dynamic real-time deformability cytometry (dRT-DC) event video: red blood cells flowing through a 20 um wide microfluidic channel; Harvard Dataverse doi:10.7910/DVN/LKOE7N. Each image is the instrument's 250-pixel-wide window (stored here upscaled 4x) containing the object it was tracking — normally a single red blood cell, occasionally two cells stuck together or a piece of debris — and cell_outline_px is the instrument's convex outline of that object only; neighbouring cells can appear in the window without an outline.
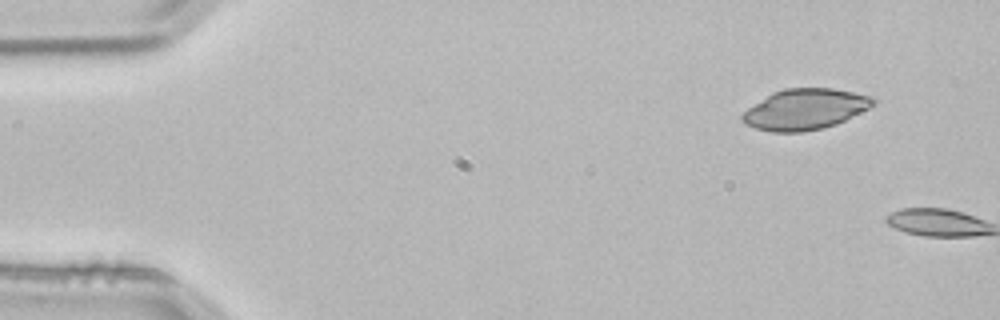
{"species": "common noctule bat (a hibernating species)", "species_latin": "Nyctalus noctula", "temperature_condition": "room temperature", "stored_images_in_passage": 4, "segment_of_instrument_passage": [2, 2], "camera_frame_rate_fps": 3000, "um_per_image_px": 0.085, "animal": {"sex": "male", "body_mass_g": 21.5, "forearm_length_mm": 52.0}, "frame": {"image": 1, "passage_image": 4, "time_ms": 1.0, "image_size_px": [1000, 320], "cell_outline_px": [[876, 100], [868, 108], [836, 124], [824, 128], [804, 132], [772, 132], [756, 128], [744, 124], [740, 120], [740, 116], [748, 108], [772, 92], [784, 88], [832, 88], [872, 96]], "centroid_in_image_um": [68.38, 9.29], "position_along_channel_um": 16.6, "area_um2": 30.98}}